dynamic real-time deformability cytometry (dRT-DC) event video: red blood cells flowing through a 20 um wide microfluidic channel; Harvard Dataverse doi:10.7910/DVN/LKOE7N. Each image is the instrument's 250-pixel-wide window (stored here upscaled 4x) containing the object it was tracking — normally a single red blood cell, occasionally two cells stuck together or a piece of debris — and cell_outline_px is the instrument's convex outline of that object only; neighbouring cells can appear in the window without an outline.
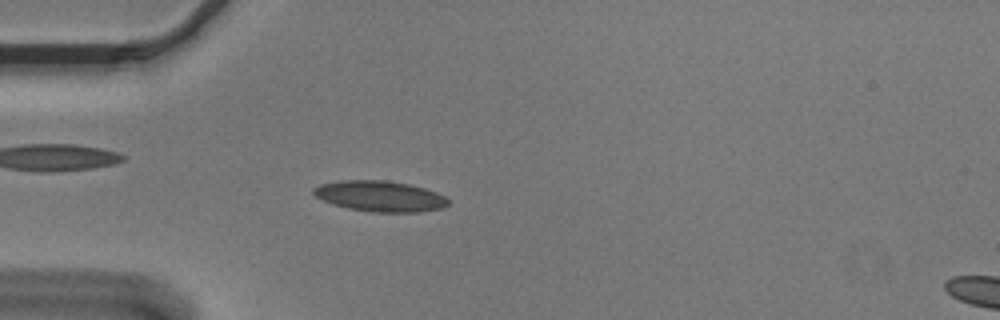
{"species": "Egyptian fruit bat (a non-hibernating species)", "species_latin": "Rousettus aegyptiacus", "temperature_condition": "cold", "stored_images_in_passage": 54, "camera_frame_rate_fps": 3000, "um_per_image_px": 0.085, "animal": {"sex": "male"}, "frame": {"image": 1, "passage_image": 15, "time_ms": 4.667, "image_size_px": [1000, 320], "cell_outline_px": [[448, 204], [444, 208], [420, 212], [372, 212], [348, 208], [332, 204], [316, 196], [312, 192], [312, 188], [320, 184], [340, 180], [384, 180], [408, 184], [424, 188], [436, 192], [444, 196], [448, 200]], "centroid_in_image_um": [32.29, 16.68], "position_along_channel_um": 52.7, "area_um2": 24.1}}
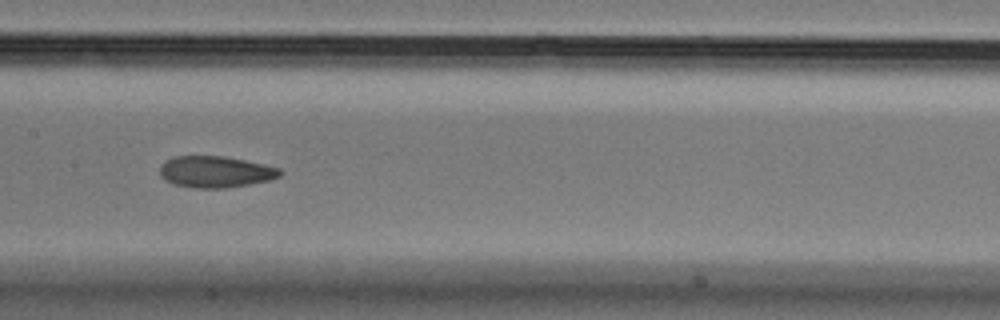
{"frame": {"image": 2, "passage_image": 27, "time_ms": 8.667, "image_size_px": [1000, 320], "cell_outline_px": [[284, 172], [280, 176], [272, 180], [228, 188], [192, 188], [172, 184], [164, 180], [160, 176], [160, 164], [164, 160], [172, 156], [224, 156], [264, 164], [280, 168]], "centroid_in_image_um": [18.3, 14.61], "position_along_channel_um": 189.1, "area_um2": 22.48}}
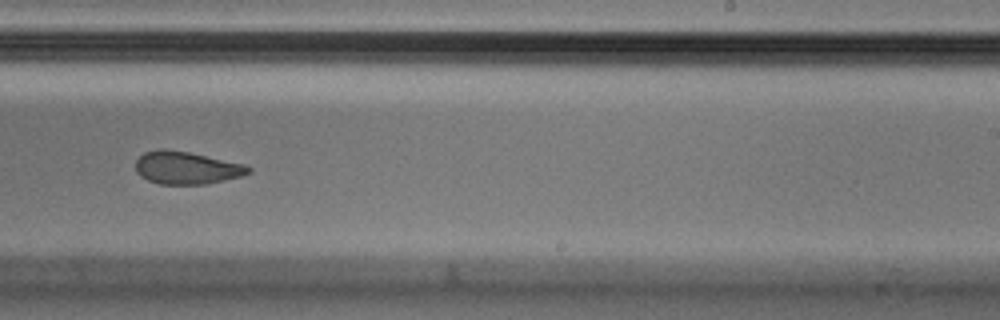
{"frame": {"image": 3, "passage_image": 34, "time_ms": 11.0, "image_size_px": [1000, 320], "cell_outline_px": [[252, 172], [240, 176], [208, 184], [160, 184], [148, 180], [140, 176], [136, 172], [136, 160], [144, 152], [164, 148], [188, 152], [244, 164], [252, 168]], "centroid_in_image_um": [15.84, 14.27], "position_along_channel_um": 273.2, "area_um2": 21.39}, "authors_computed_cell_mechanics": {"area_um2": 22.4264, "velocity_mm_per_s": 3.6147, "shape_relaxation_time_tau1_ms": 9.5803, "shape_relaxation_time_tau2_ms": 2.3379, "deformation_change_tau1": 0.1757, "deformation_change_tau2": 0.0775}}